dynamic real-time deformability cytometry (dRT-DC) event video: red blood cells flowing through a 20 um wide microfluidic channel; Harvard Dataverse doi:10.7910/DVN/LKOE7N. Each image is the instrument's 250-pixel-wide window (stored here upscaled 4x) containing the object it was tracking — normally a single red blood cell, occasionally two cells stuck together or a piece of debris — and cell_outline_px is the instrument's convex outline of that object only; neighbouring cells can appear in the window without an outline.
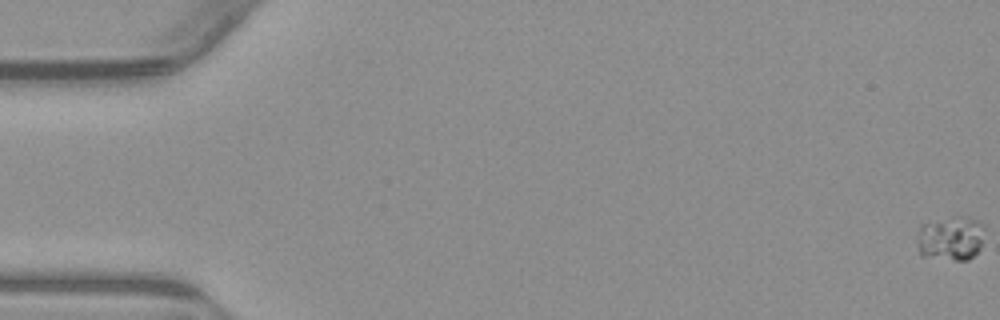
{"species": "common noctule bat (a hibernating species)", "species_latin": "Nyctalus noctula", "temperature_condition": "warm", "stored_images_in_passage": 56, "camera_frame_rate_fps": 3000, "um_per_image_px": 0.085, "animal": {"sex": "male", "body_mass_g": 23.1, "forearm_length_mm": 52.7}, "frame": {"image": 1, "passage_image": 1, "time_ms": 0.0, "image_size_px": [1000, 320], "cell_outline_px": [[984, 228], [980, 248], [968, 260], [956, 260], [920, 256], [920, 224], [956, 216], [960, 216], [976, 220], [984, 224]], "centroid_in_image_um": [80.85, 20.25], "position_along_channel_um": 4.2, "area_um2": 17.05}}
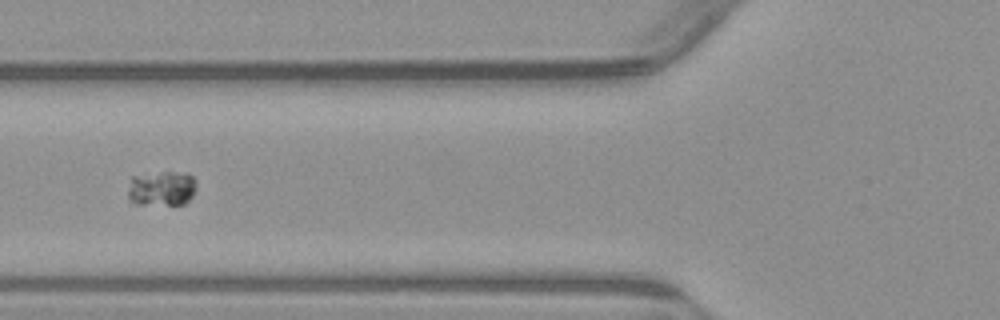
{"frame": {"image": 2, "passage_image": 23, "time_ms": 7.333, "image_size_px": [1000, 320], "cell_outline_px": [[196, 188], [192, 196], [184, 204], [132, 204], [128, 200], [128, 188], [132, 176], [160, 172], [184, 172], [192, 176], [196, 180]], "centroid_in_image_um": [13.73, 16.01], "position_along_channel_um": 112.1, "area_um2": 14.1}}
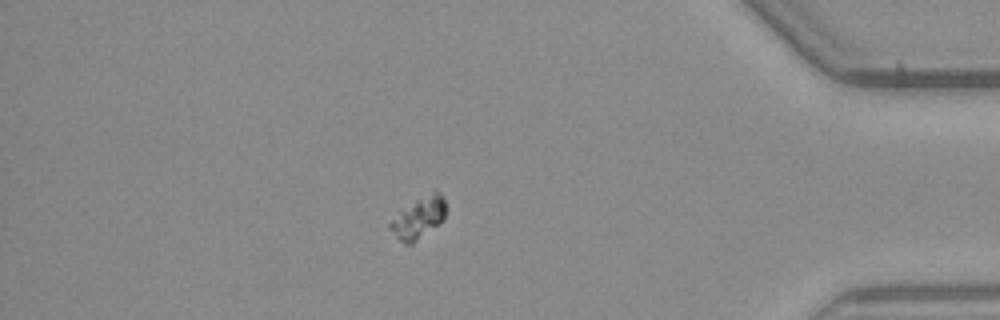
{"frame": {"image": 3, "passage_image": 49, "time_ms": 16.0, "image_size_px": [1000, 320], "cell_outline_px": [[444, 216], [436, 224], [412, 244], [404, 244], [388, 228], [388, 224], [400, 212], [432, 188], [440, 192], [444, 200]], "centroid_in_image_um": [35.56, 18.47], "position_along_channel_um": 399.6, "area_um2": 12.89}}